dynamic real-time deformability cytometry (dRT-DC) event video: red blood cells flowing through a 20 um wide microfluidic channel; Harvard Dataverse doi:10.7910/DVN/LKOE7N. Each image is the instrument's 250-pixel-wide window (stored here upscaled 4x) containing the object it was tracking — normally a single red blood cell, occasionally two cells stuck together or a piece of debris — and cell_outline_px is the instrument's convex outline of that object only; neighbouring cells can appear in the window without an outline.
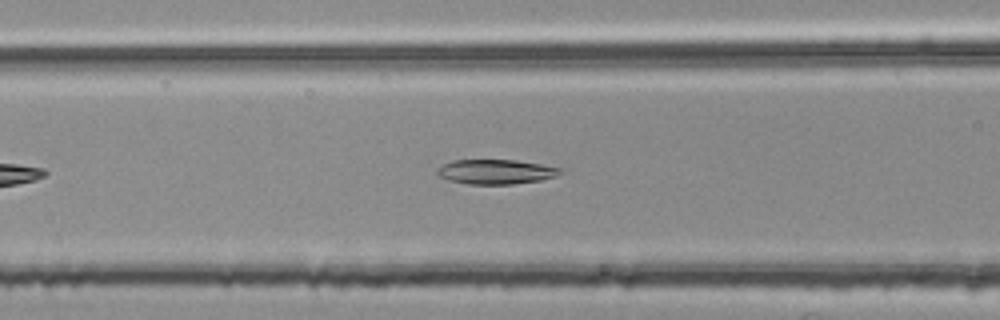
{"species": "common noctule bat (a hibernating species)", "species_latin": "Nyctalus noctula", "temperature_condition": "room temperature", "stored_images_in_passage": 32, "camera_frame_rate_fps": 3000, "um_per_image_px": 0.085, "animal": {"sex": "female", "body_mass_g": 25.1}, "frame": {"image": 1, "passage_image": 5, "time_ms": 1.333, "image_size_px": [1000, 320], "cell_outline_px": [[560, 172], [556, 176], [540, 180], [512, 184], [468, 184], [448, 180], [440, 176], [436, 172], [436, 168], [452, 160], [516, 160], [540, 164], [560, 168]], "centroid_in_image_um": [42.09, 14.6], "position_along_channel_um": 124.5, "area_um2": 17.51}}
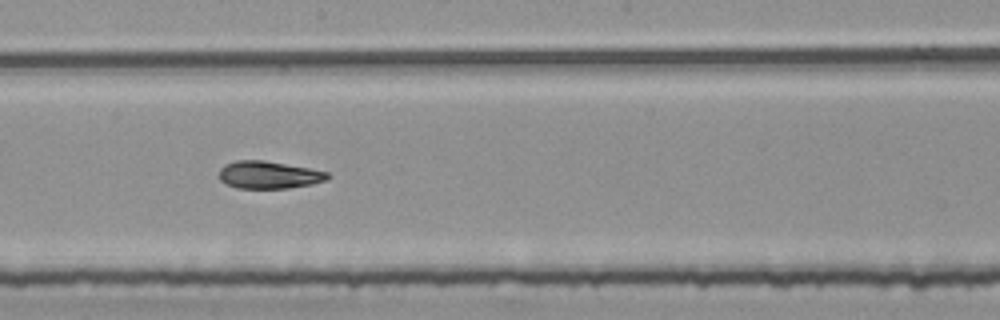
{"frame": {"image": 2, "passage_image": 13, "time_ms": 4.0, "image_size_px": [1000, 320], "cell_outline_px": [[332, 176], [328, 180], [312, 184], [288, 188], [236, 188], [224, 184], [220, 180], [220, 168], [224, 164], [236, 160], [264, 160], [308, 168], [328, 172]], "centroid_in_image_um": [22.85, 14.87], "position_along_channel_um": 225.4, "area_um2": 17.51}}
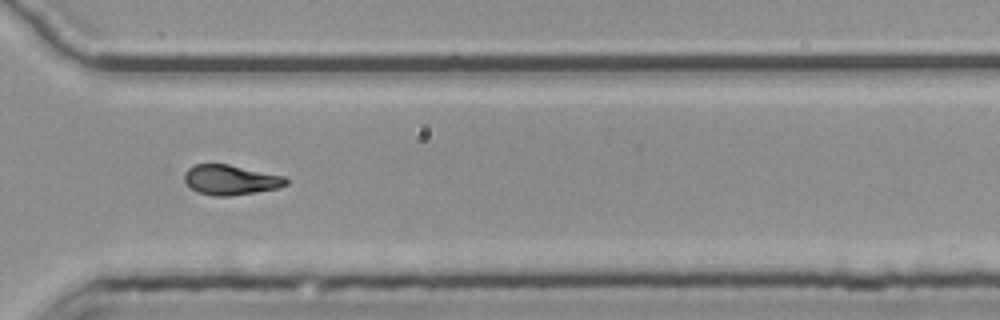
{"frame": {"image": 3, "passage_image": 23, "time_ms": 7.333, "image_size_px": [1000, 320], "cell_outline_px": [[288, 184], [280, 188], [256, 192], [228, 196], [212, 196], [196, 192], [184, 180], [184, 172], [188, 168], [196, 164], [228, 164], [284, 176], [288, 180]], "centroid_in_image_um": [19.6, 15.29], "position_along_channel_um": 351.0, "area_um2": 17.8}}